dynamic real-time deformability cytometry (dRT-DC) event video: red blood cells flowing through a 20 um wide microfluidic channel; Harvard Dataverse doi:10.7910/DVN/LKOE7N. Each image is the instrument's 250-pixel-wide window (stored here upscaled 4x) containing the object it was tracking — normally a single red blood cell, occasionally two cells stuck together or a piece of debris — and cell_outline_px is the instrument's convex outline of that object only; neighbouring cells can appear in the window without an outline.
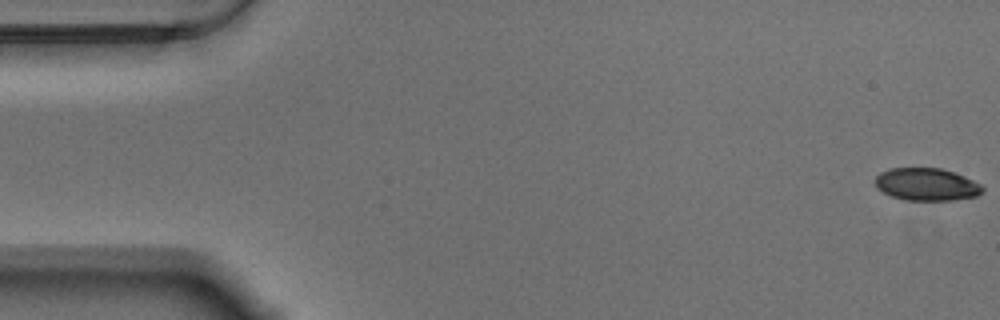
{"species": "Egyptian fruit bat (a non-hibernating species)", "species_latin": "Rousettus aegyptiacus", "temperature_condition": "warm", "stored_images_in_passage": 57, "camera_frame_rate_fps": 3000, "um_per_image_px": 0.085, "animal": {"sex": "male"}, "frame": {"image": 1, "passage_image": 1, "time_ms": 0.0, "image_size_px": [1000, 320], "cell_outline_px": [[984, 192], [976, 196], [952, 200], [904, 200], [892, 196], [876, 188], [876, 176], [880, 172], [888, 168], [940, 168], [964, 176], [980, 184], [984, 188]], "centroid_in_image_um": [78.75, 15.67], "position_along_channel_um": 6.2, "area_um2": 20.29}}
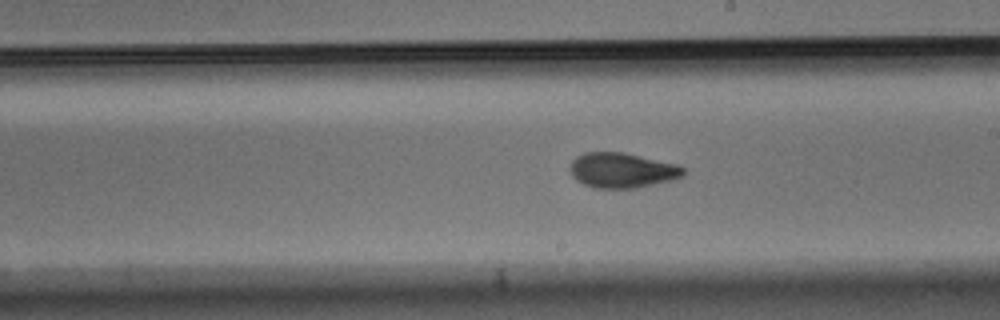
{"frame": {"image": 2, "passage_image": 32, "time_ms": 10.333, "image_size_px": [1000, 320], "cell_outline_px": [[684, 176], [672, 180], [636, 188], [592, 188], [576, 180], [572, 176], [568, 168], [572, 160], [576, 156], [584, 152], [624, 152], [676, 164], [684, 168]], "centroid_in_image_um": [52.84, 14.47], "position_along_channel_um": 236.2, "area_um2": 23.35}}
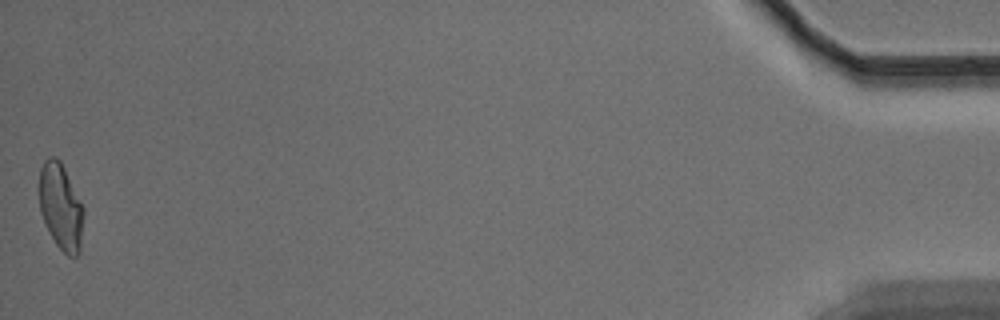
{"frame": {"image": 3, "passage_image": 57, "time_ms": 18.667, "image_size_px": [1000, 320], "cell_outline_px": [[84, 216], [80, 252], [76, 256], [68, 256], [56, 244], [40, 212], [36, 188], [40, 168], [44, 160], [48, 156], [56, 156], [60, 160], [84, 208]], "centroid_in_image_um": [5.13, 17.52], "position_along_channel_um": 430.1, "area_um2": 22.77}, "authors_computed_cell_mechanics": {"area_um2": 22.542, "velocity_mm_per_s": 3.5323, "shape_relaxation_time_tau1_ms": 3.8144, "shape_relaxation_time_tau2_ms": 2.1188, "deformation_change_tau1": 0.1522, "deformation_change_tau2": 0.0813}}